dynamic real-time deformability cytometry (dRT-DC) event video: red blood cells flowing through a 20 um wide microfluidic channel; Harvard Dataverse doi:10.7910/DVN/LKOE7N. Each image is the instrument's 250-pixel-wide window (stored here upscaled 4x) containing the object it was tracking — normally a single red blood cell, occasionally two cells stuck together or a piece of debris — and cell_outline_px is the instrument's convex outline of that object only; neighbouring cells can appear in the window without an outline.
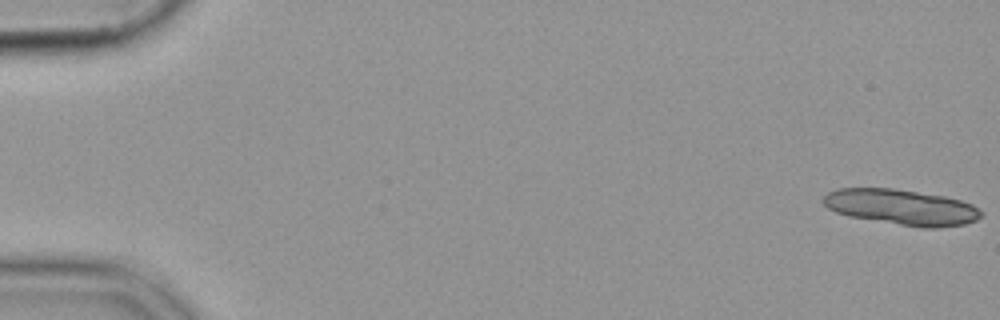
{"species": "common noctule bat (a hibernating species)", "species_latin": "Nyctalus noctula", "temperature_condition": "cold", "stored_images_in_passage": 16, "camera_frame_rate_fps": 3000, "um_per_image_px": 0.085, "animal": {"sex": "female", "body_mass_g": 19.9}, "frame": {"image": 1, "passage_image": 1, "time_ms": 0.0, "image_size_px": [1000, 320], "cell_outline_px": [[984, 212], [976, 220], [964, 224], [936, 228], [924, 228], [848, 216], [836, 212], [828, 208], [820, 200], [828, 192], [840, 188], [892, 188], [944, 196], [960, 200], [972, 204]], "centroid_in_image_um": [76.62, 17.6], "position_along_channel_um": 8.4, "area_um2": 32.6}}